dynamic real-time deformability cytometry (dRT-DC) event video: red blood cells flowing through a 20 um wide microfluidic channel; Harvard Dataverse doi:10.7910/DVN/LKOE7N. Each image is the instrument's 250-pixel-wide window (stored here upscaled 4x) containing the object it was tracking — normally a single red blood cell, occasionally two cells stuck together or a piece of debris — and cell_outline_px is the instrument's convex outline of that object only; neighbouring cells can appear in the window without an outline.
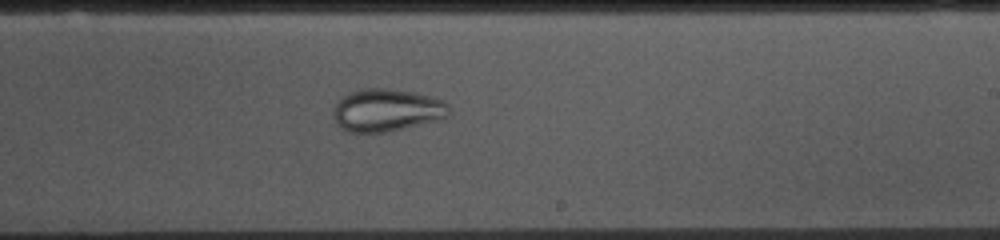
{"species": "common noctule bat (a hibernating species)", "species_latin": "Nyctalus noctula", "temperature_condition": "cold", "stored_images_in_passage": 54, "camera_frame_rate_fps": 3000, "um_per_image_px": 0.085, "animal": {"sex": "female", "body_mass_g": 10.0, "forearm_length_mm": 53.1}, "frame": {"image": 1, "passage_image": 31, "time_ms": 10.0, "image_size_px": [1000, 240], "cell_outline_px": [[448, 116], [444, 120], [388, 132], [348, 132], [336, 124], [336, 104], [348, 92], [360, 88], [388, 88], [412, 92], [432, 96], [444, 100], [448, 104]], "centroid_in_image_um": [32.95, 9.37], "position_along_channel_um": 256.1, "area_um2": 28.9}}
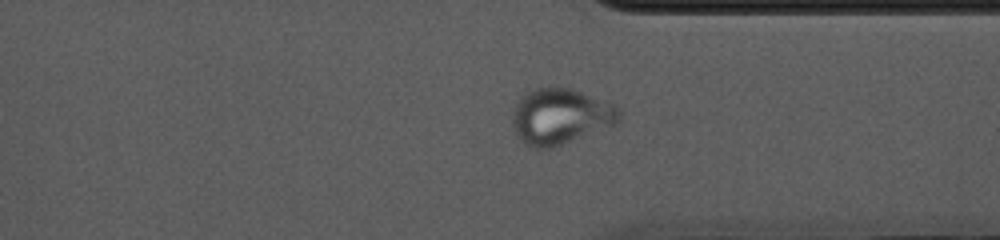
{"frame": {"image": 2, "passage_image": 40, "time_ms": 13.0, "image_size_px": [1000, 240], "cell_outline_px": [[620, 120], [616, 124], [552, 148], [532, 148], [524, 144], [516, 136], [512, 128], [512, 112], [516, 100], [528, 88], [568, 88], [616, 104], [620, 112]], "centroid_in_image_um": [47.57, 9.89], "position_along_channel_um": 363.8, "area_um2": 35.08}}
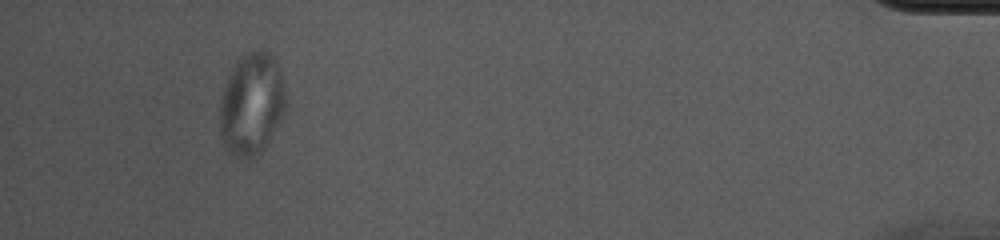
{"frame": {"image": 3, "passage_image": 50, "time_ms": 16.333, "image_size_px": [1000, 240], "cell_outline_px": [[288, 104], [280, 120], [264, 148], [252, 160], [240, 160], [228, 152], [224, 148], [220, 136], [220, 100], [228, 76], [232, 68], [240, 56], [244, 52], [252, 48], [260, 48], [268, 52], [276, 60], [280, 72], [288, 100]], "centroid_in_image_um": [21.38, 8.85], "position_along_channel_um": 413.8, "area_um2": 40.17}}